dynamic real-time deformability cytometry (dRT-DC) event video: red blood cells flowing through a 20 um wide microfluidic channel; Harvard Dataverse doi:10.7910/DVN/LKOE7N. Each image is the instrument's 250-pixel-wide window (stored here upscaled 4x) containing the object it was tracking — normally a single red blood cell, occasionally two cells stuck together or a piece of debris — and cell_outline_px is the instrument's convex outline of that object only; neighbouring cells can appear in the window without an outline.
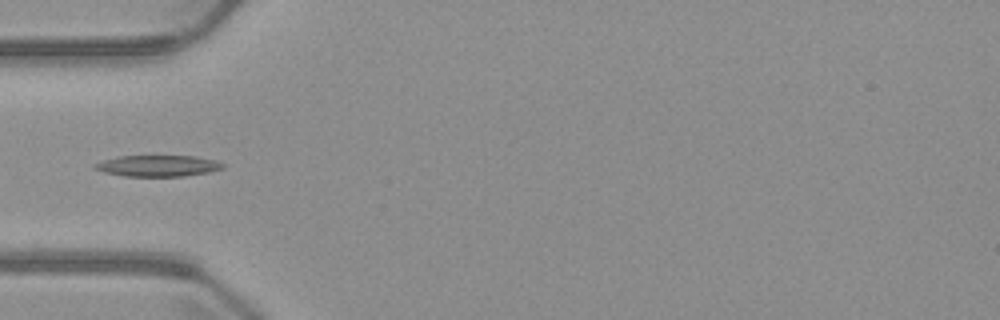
{"species": "common noctule bat (a hibernating species)", "species_latin": "Nyctalus noctula", "temperature_condition": "warm", "stored_images_in_passage": 4, "camera_frame_rate_fps": 3000, "um_per_image_px": 0.085, "animal": {"sex": "male", "body_mass_g": 23.1, "forearm_length_mm": 52.7}, "frame": {"image": 1, "passage_image": 4, "time_ms": 3.333, "image_size_px": [1000, 320], "cell_outline_px": [[224, 168], [208, 172], [184, 176], [124, 176], [104, 172], [92, 168], [92, 164], [104, 160], [120, 156], [196, 156], [216, 160], [224, 164]], "centroid_in_image_um": [13.41, 14.09], "position_along_channel_um": 71.6, "area_um2": 15.84}}